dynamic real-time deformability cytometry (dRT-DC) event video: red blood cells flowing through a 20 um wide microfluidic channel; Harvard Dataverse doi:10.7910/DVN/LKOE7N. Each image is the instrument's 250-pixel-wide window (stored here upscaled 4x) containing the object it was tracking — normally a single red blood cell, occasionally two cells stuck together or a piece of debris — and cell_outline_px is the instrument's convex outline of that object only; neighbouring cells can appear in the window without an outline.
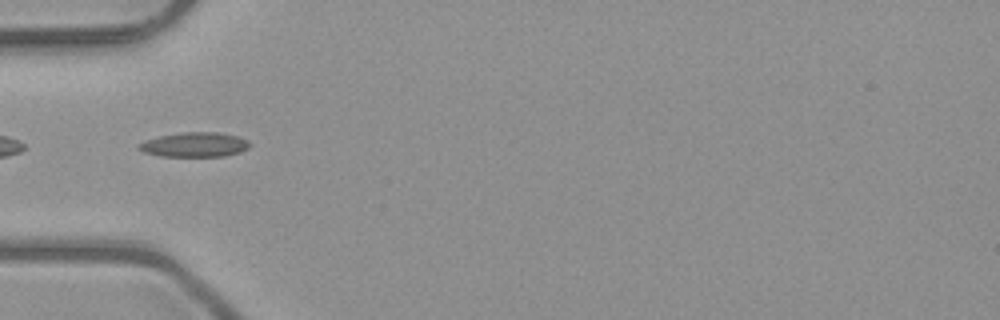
{"species": "common noctule bat (a hibernating species)", "species_latin": "Nyctalus noctula", "temperature_condition": "room temperature", "stored_images_in_passage": 36, "camera_frame_rate_fps": 3000, "um_per_image_px": 0.085, "animal": {"sex": "male", "body_mass_g": 23.1, "forearm_length_mm": 52.7}, "frame": {"image": 1, "passage_image": 2, "time_ms": 0.333, "image_size_px": [1000, 320], "cell_outline_px": [[252, 144], [248, 148], [240, 152], [224, 156], [160, 156], [144, 152], [136, 148], [136, 144], [144, 140], [160, 136], [180, 132], [220, 132], [236, 136], [248, 140]], "centroid_in_image_um": [16.52, 12.29], "position_along_channel_um": 68.5, "area_um2": 16.07}}
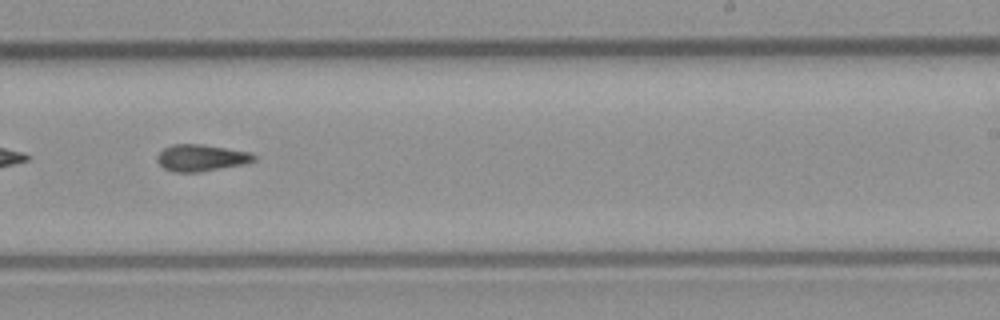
{"frame": {"image": 2, "passage_image": 17, "time_ms": 5.333, "image_size_px": [1000, 320], "cell_outline_px": [[256, 160], [240, 164], [200, 172], [176, 172], [164, 168], [156, 160], [156, 156], [164, 148], [172, 144], [200, 144], [252, 152], [256, 156]], "centroid_in_image_um": [17.08, 13.4], "position_along_channel_um": 271.9, "area_um2": 14.91}}
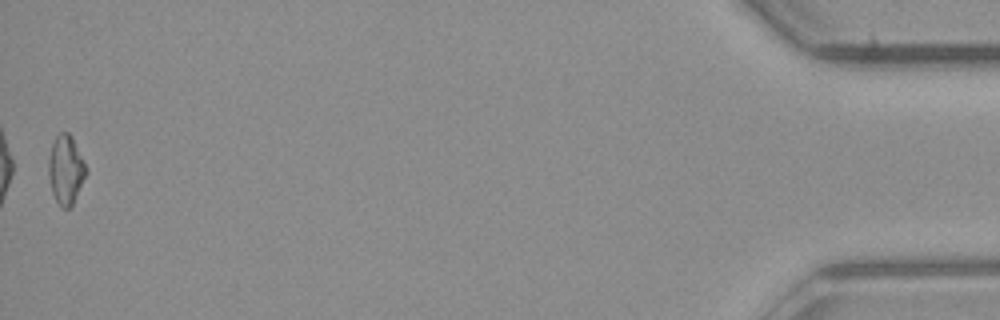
{"frame": {"image": 3, "passage_image": 36, "time_ms": 11.667, "image_size_px": [1000, 320], "cell_outline_px": [[88, 172], [72, 204], [68, 208], [64, 208], [56, 200], [52, 192], [48, 176], [48, 160], [52, 144], [56, 136], [60, 132], [68, 132], [72, 136], [84, 160]], "centroid_in_image_um": [5.6, 14.39], "position_along_channel_um": 429.6, "area_um2": 15.03}, "authors_computed_cell_mechanics": {"area_um2": 14.7679, "velocity_mm_per_s": 4.0472, "shape_relaxation_time_tau1_ms": null, "shape_relaxation_time_tau2_ms": 4.7013, "deformation_change_tau1": null, "deformation_change_tau2": 0.1338}}